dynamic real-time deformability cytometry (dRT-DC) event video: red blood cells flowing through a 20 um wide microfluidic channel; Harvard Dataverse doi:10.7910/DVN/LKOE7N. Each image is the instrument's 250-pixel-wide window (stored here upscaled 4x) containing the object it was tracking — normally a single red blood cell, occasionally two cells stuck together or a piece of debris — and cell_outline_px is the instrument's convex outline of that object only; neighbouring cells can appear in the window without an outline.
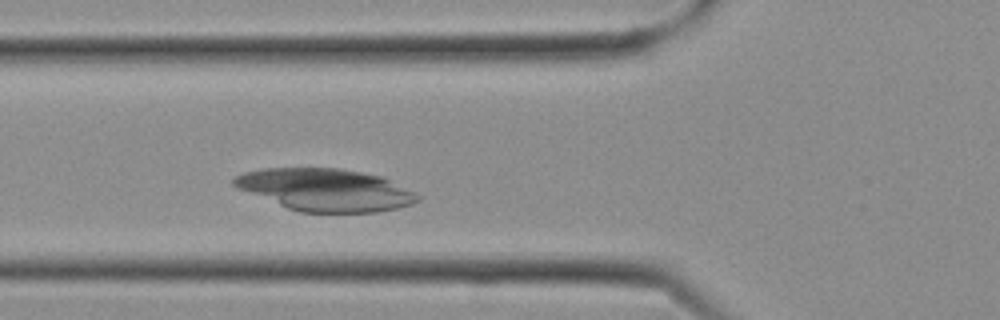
{"species": "Egyptian fruit bat (a non-hibernating species)", "species_latin": "Rousettus aegyptiacus", "temperature_condition": "cold", "stored_images_in_passage": 5, "camera_frame_rate_fps": 3000, "um_per_image_px": 0.085, "frame": {"image": 1, "passage_image": 5, "time_ms": 1.333, "image_size_px": [1000, 320], "cell_outline_px": [[420, 200], [412, 204], [396, 208], [376, 212], [300, 212], [288, 208], [236, 188], [232, 184], [232, 180], [236, 176], [244, 172], [264, 168], [340, 168], [384, 176], [416, 192], [420, 196]], "centroid_in_image_um": [27.69, 16.12], "position_along_channel_um": 98.1, "area_um2": 45.37}}